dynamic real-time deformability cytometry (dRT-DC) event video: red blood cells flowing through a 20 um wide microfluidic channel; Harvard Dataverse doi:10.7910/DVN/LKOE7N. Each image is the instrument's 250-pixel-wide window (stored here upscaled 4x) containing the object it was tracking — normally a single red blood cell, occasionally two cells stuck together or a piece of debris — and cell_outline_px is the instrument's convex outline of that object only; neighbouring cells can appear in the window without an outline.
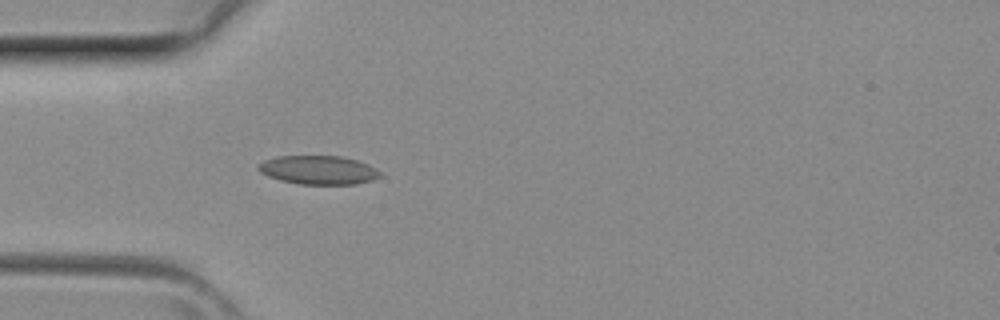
{"species": "common noctule bat (a hibernating species)", "species_latin": "Nyctalus noctula", "temperature_condition": "room temperature", "stored_images_in_passage": 1, "camera_frame_rate_fps": 3000, "um_per_image_px": 0.085, "animal": {"sex": "female", "body_mass_g": 29.2, "forearm_length_mm": 56.3}, "frame": {"image": 1, "passage_image": 1, "time_ms": 0.0, "image_size_px": [1000, 320], "cell_outline_px": [[380, 176], [372, 180], [356, 184], [300, 184], [280, 180], [268, 176], [260, 172], [256, 168], [256, 164], [264, 160], [276, 156], [340, 156], [356, 160], [368, 164], [376, 168], [380, 172]], "centroid_in_image_um": [27.03, 14.44], "position_along_channel_um": 58.0, "area_um2": 20.46}}